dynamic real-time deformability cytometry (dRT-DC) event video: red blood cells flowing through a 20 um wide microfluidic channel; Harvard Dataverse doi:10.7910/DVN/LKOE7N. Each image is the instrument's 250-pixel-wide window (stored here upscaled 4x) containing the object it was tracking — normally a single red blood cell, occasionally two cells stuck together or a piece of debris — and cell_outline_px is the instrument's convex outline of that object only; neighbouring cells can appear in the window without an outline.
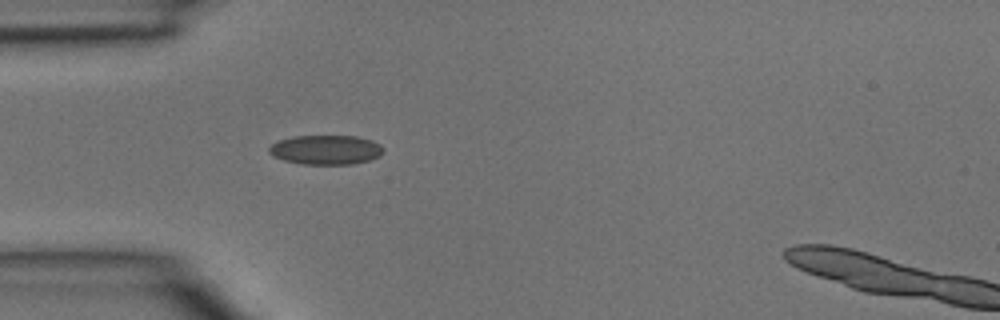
{"species": "common noctule bat (a hibernating species)", "species_latin": "Nyctalus noctula", "temperature_condition": "room temperature", "stored_images_in_passage": 4, "camera_frame_rate_fps": 3000, "um_per_image_px": 0.085, "animal": {"sex": "male", "body_mass_g": 15.6}, "frame": {"image": 1, "passage_image": 3, "time_ms": 0.667, "image_size_px": [1000, 320], "cell_outline_px": [[384, 152], [380, 156], [368, 160], [352, 164], [304, 164], [284, 160], [272, 156], [268, 152], [268, 148], [272, 144], [280, 140], [292, 136], [356, 136], [372, 140], [380, 144], [384, 148]], "centroid_in_image_um": [27.71, 12.73], "position_along_channel_um": 57.3, "area_um2": 19.65}}